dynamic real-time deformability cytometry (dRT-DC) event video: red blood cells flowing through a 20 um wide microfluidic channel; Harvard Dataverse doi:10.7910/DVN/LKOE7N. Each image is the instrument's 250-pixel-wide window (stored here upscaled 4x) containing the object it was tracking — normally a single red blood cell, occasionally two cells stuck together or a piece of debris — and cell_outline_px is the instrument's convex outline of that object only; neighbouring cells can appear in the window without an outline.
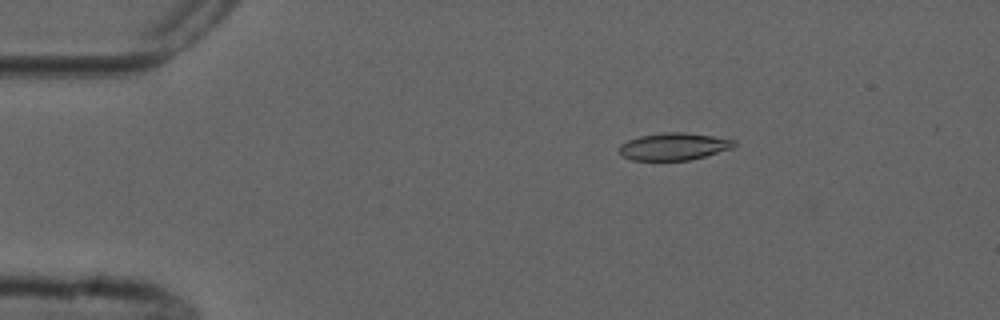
{"species": "common noctule bat (a hibernating species)", "species_latin": "Nyctalus noctula", "temperature_condition": "cold", "stored_images_in_passage": 5, "camera_frame_rate_fps": 3000, "um_per_image_px": 0.085, "animal": {"sex": "male", "forearm_length_mm": 52.5}, "frame": {"image": 1, "passage_image": 3, "time_ms": 2.333, "image_size_px": [1000, 320], "cell_outline_px": [[736, 144], [732, 148], [704, 156], [688, 160], [632, 160], [624, 156], [620, 152], [620, 144], [628, 140], [640, 136], [664, 132], [684, 132], [712, 136], [736, 140]], "centroid_in_image_um": [57.28, 12.44], "position_along_channel_um": 27.7, "area_um2": 18.03}}
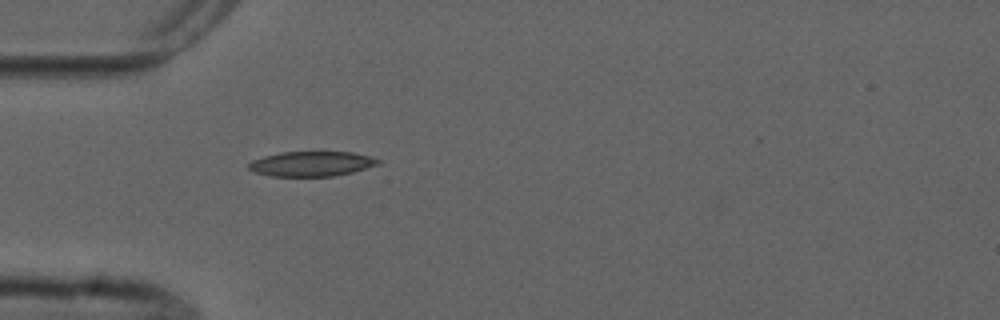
{"frame": {"image": 2, "passage_image": 5, "time_ms": 4.667, "image_size_px": [1000, 320], "cell_outline_px": [[380, 164], [352, 172], [332, 176], [272, 176], [256, 172], [248, 168], [248, 164], [252, 160], [264, 156], [280, 152], [352, 152], [368, 156], [380, 160]], "centroid_in_image_um": [26.47, 13.92], "position_along_channel_um": 58.5, "area_um2": 18.61}}